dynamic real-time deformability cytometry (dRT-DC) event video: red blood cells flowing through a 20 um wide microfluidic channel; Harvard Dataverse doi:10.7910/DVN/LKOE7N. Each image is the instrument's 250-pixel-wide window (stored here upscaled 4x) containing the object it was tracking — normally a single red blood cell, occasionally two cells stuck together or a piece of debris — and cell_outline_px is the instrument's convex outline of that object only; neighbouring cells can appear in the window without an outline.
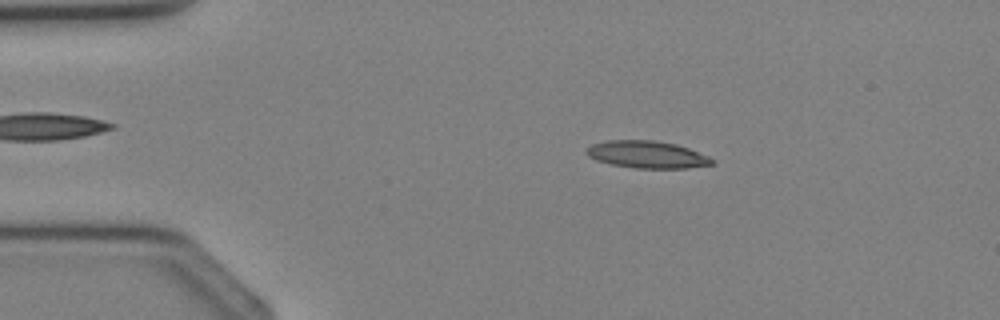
{"species": "Egyptian fruit bat (a non-hibernating species)", "species_latin": "Rousettus aegyptiacus", "temperature_condition": "cold", "stored_images_in_passage": 35, "camera_frame_rate_fps": 3000, "um_per_image_px": 0.085, "animal": {"sex": "female"}, "frame": {"image": 1, "passage_image": 6, "time_ms": 1.667, "image_size_px": [1000, 320], "cell_outline_px": [[712, 164], [688, 168], [636, 168], [612, 164], [596, 160], [588, 156], [584, 152], [592, 144], [604, 140], [652, 140], [676, 144], [688, 148], [708, 156], [712, 160]], "centroid_in_image_um": [54.95, 13.13], "position_along_channel_um": 30.0, "area_um2": 19.77}}
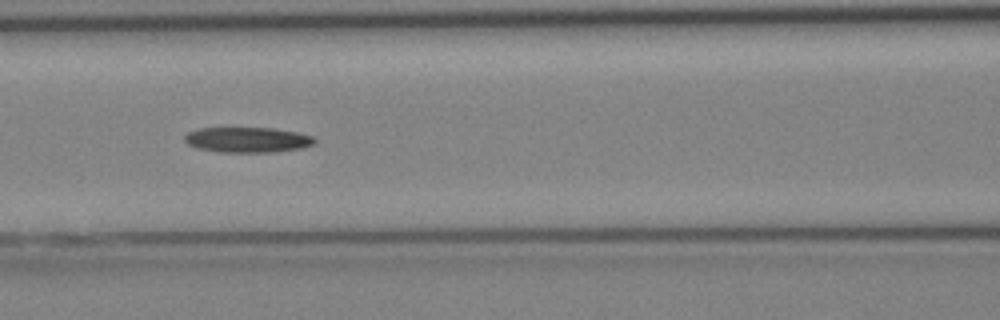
{"frame": {"image": 2, "passage_image": 15, "time_ms": 4.667, "image_size_px": [1000, 320], "cell_outline_px": [[316, 140], [312, 144], [300, 148], [268, 152], [224, 152], [196, 148], [188, 144], [184, 140], [184, 136], [188, 132], [196, 128], [276, 128], [296, 132], [312, 136]], "centroid_in_image_um": [20.98, 11.87], "position_along_channel_um": 145.6, "area_um2": 19.02}}
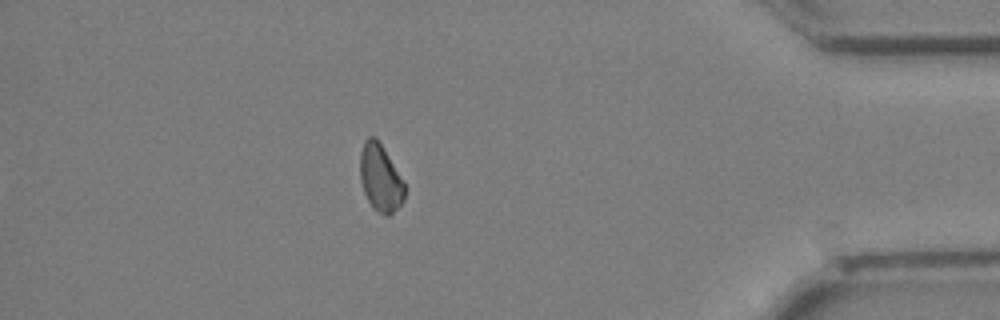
{"frame": {"image": 3, "passage_image": 31, "time_ms": 10.0, "image_size_px": [1000, 320], "cell_outline_px": [[404, 200], [388, 216], [384, 216], [376, 212], [372, 208], [364, 192], [360, 180], [360, 152], [364, 140], [368, 136], [376, 136], [384, 148], [404, 180]], "centroid_in_image_um": [32.32, 15.11], "position_along_channel_um": 402.9, "area_um2": 17.69}}